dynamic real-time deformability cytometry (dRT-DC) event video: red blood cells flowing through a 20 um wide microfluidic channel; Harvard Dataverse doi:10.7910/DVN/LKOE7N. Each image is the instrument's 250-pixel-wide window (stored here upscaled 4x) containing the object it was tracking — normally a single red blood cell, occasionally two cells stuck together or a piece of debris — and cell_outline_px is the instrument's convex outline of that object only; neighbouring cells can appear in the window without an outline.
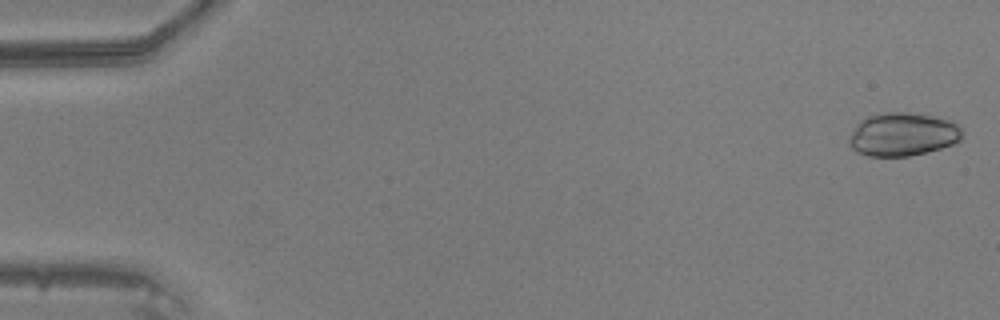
{"species": "common noctule bat (a hibernating species)", "species_latin": "Nyctalus noctula", "temperature_condition": "warm", "stored_images_in_passage": 47, "camera_frame_rate_fps": 3000, "um_per_image_px": 0.085, "animal": {"sex": "male", "body_mass_g": 20.5, "forearm_length_mm": 52.5}, "frame": {"image": 1, "passage_image": 1, "time_ms": 0.0, "image_size_px": [1000, 320], "cell_outline_px": [[964, 132], [960, 140], [952, 144], [940, 148], [908, 156], [868, 156], [856, 152], [852, 148], [848, 140], [852, 132], [860, 120], [868, 116], [888, 112], [908, 112], [932, 116], [948, 120], [956, 124]], "centroid_in_image_um": [76.72, 11.42], "position_along_channel_um": 8.3, "area_um2": 28.32}}
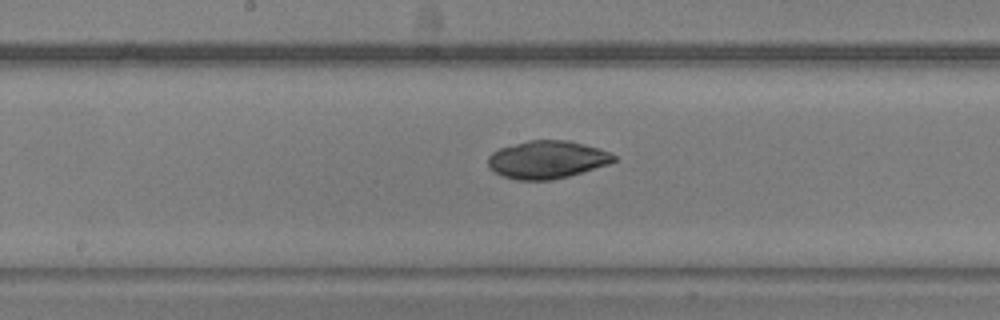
{"frame": {"image": 2, "passage_image": 25, "time_ms": 8.0, "image_size_px": [1000, 320], "cell_outline_px": [[616, 160], [608, 164], [568, 176], [552, 180], [516, 180], [492, 172], [488, 168], [488, 156], [492, 152], [500, 148], [528, 140], [568, 140], [600, 148], [616, 156]], "centroid_in_image_um": [46.47, 13.57], "position_along_channel_um": 201.7, "area_um2": 27.74}}
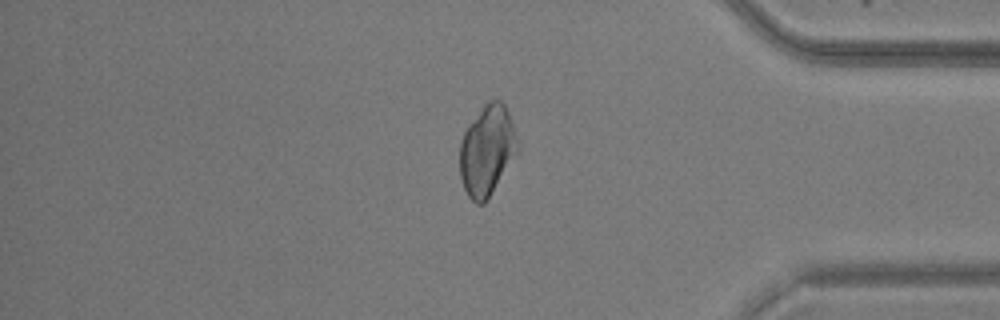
{"frame": {"image": 3, "passage_image": 40, "time_ms": 13.0, "image_size_px": [1000, 320], "cell_outline_px": [[520, 148], [488, 200], [484, 204], [476, 204], [468, 196], [464, 188], [460, 176], [460, 144], [464, 132], [468, 124], [484, 104], [488, 100], [500, 100], [504, 104], [508, 112], [520, 140]], "centroid_in_image_um": [41.42, 12.79], "position_along_channel_um": 393.8, "area_um2": 30.75}}